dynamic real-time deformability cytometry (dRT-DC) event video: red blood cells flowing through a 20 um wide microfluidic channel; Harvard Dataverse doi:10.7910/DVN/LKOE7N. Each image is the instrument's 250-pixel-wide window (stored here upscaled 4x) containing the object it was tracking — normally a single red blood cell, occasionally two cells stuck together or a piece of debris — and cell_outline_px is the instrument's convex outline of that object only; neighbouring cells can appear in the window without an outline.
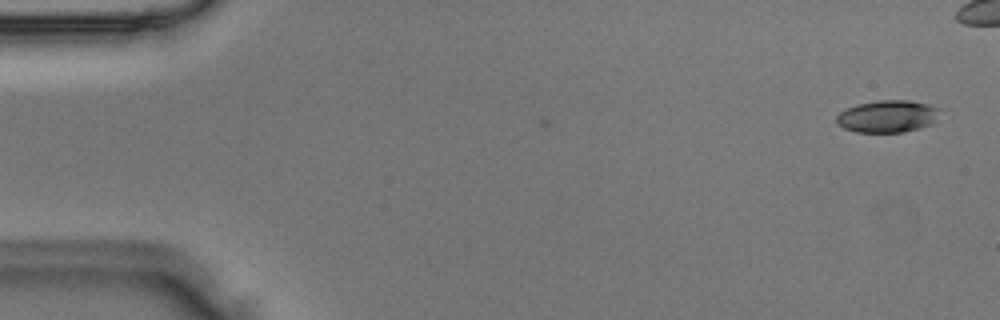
{"species": "Egyptian fruit bat (a non-hibernating species)", "species_latin": "Rousettus aegyptiacus", "temperature_condition": "room temperature", "stored_images_in_passage": 3, "camera_frame_rate_fps": 3000, "um_per_image_px": 0.085, "animal": {"sex": "male"}, "frame": {"image": 1, "passage_image": 1, "time_ms": 0.0, "image_size_px": [1000, 320], "cell_outline_px": [[940, 108], [932, 124], [920, 128], [904, 132], [856, 132], [844, 128], [836, 124], [836, 116], [840, 112], [848, 108], [860, 104], [876, 100], [908, 100], [928, 104]], "centroid_in_image_um": [75.43, 9.89], "position_along_channel_um": 9.6, "area_um2": 19.31}}